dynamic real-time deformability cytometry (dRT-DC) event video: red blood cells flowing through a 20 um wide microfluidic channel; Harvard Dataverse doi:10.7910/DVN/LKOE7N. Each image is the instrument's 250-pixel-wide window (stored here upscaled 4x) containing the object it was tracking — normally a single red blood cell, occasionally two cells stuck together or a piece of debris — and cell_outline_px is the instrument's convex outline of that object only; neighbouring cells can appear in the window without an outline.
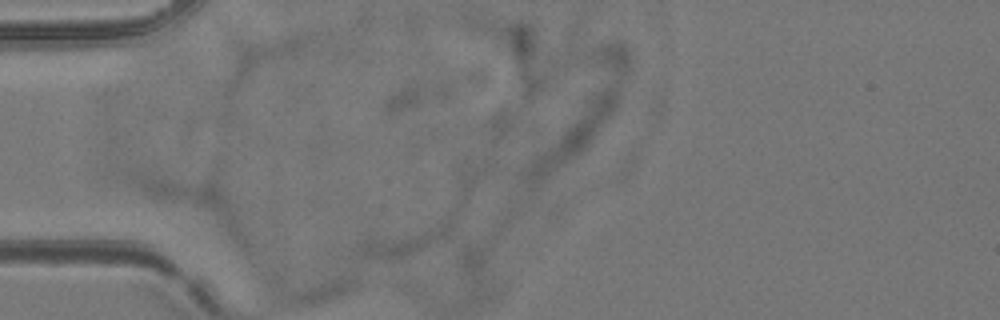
{"species": "common noctule bat (a hibernating species)", "species_latin": "Nyctalus noctula", "temperature_condition": "room temperature", "stored_images_in_passage": 3, "camera_frame_rate_fps": 3000, "um_per_image_px": 0.085, "animal": {"sex": "female", "body_mass_g": 24.6, "forearm_length_mm": 56.2}, "frame": {"image": 1, "passage_image": 1, "time_ms": 0.0, "image_size_px": [1000, 320], "cell_outline_px": [[496, 292], [492, 300], [480, 304], [464, 304], [460, 264], [464, 252], [472, 248], [484, 248]], "centroid_in_image_um": [40.51, 23.58], "position_along_channel_um": 44.5, "area_um2": 11.27}}